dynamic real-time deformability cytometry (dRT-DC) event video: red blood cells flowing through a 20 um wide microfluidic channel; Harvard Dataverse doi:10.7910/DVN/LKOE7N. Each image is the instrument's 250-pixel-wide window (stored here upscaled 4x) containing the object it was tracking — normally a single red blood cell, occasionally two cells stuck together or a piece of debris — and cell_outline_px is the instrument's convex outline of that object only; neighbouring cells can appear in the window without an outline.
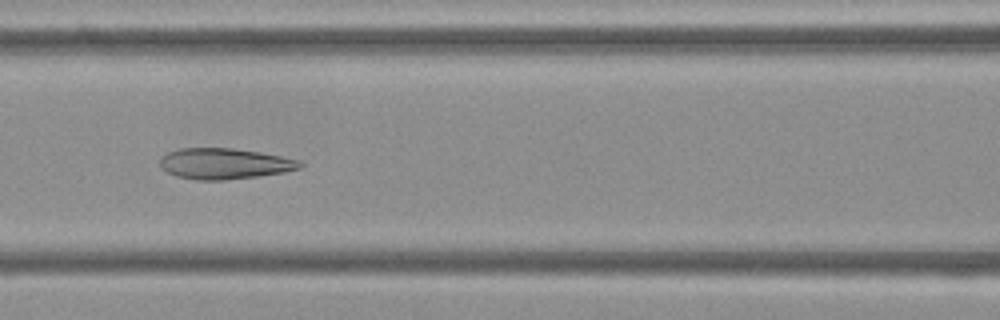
{"species": "Egyptian fruit bat (a non-hibernating species)", "species_latin": "Rousettus aegyptiacus", "temperature_condition": "cold", "stored_images_in_passage": 41, "camera_frame_rate_fps": 3000, "um_per_image_px": 0.085, "frame": {"image": 1, "passage_image": 23, "time_ms": 7.333, "image_size_px": [1000, 320], "cell_outline_px": [[304, 164], [300, 168], [284, 172], [256, 176], [224, 180], [196, 180], [176, 176], [160, 168], [160, 156], [168, 152], [180, 148], [232, 148], [260, 152], [300, 160]], "centroid_in_image_um": [19.05, 13.91], "position_along_channel_um": 147.5, "area_um2": 25.2}}
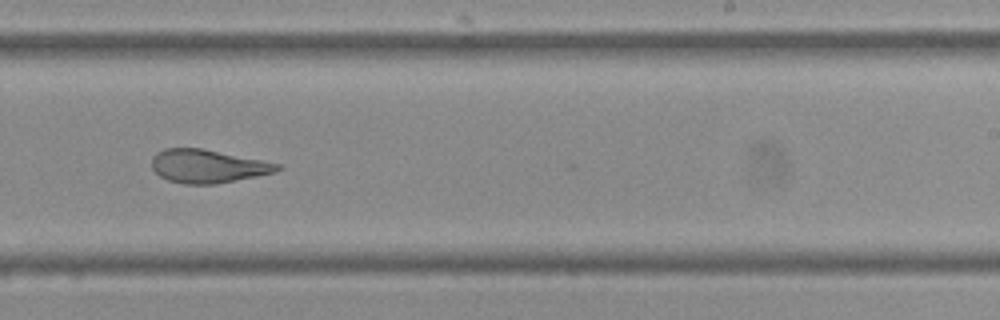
{"frame": {"image": 2, "passage_image": 33, "time_ms": 10.667, "image_size_px": [1000, 320], "cell_outline_px": [[284, 168], [276, 172], [216, 184], [184, 184], [168, 180], [160, 176], [152, 168], [152, 156], [156, 152], [164, 148], [200, 148], [280, 164]], "centroid_in_image_um": [17.63, 14.13], "position_along_channel_um": 271.4, "area_um2": 24.22}}
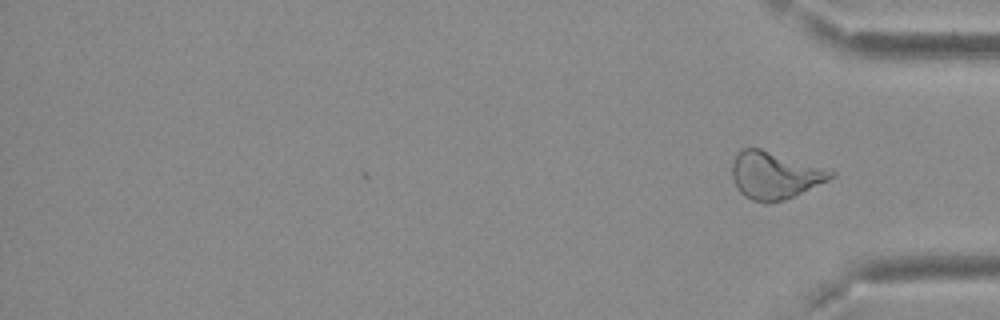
{"frame": {"image": 3, "passage_image": 41, "time_ms": 13.333, "image_size_px": [1000, 320], "cell_outline_px": [[836, 176], [828, 180], [784, 200], [768, 204], [764, 204], [752, 200], [744, 196], [736, 188], [732, 176], [732, 160], [740, 148], [760, 148], [832, 168], [836, 172]], "centroid_in_image_um": [65.87, 14.88], "position_along_channel_um": 369.3, "area_um2": 27.86}, "authors_computed_cell_mechanics": {"area_um2": 25.7788, "velocity_mm_per_s": 3.7227, "shape_relaxation_time_tau1_ms": null, "shape_relaxation_time_tau2_ms": 2.1985, "deformation_change_tau1": null, "deformation_change_tau2": 0.0973}}